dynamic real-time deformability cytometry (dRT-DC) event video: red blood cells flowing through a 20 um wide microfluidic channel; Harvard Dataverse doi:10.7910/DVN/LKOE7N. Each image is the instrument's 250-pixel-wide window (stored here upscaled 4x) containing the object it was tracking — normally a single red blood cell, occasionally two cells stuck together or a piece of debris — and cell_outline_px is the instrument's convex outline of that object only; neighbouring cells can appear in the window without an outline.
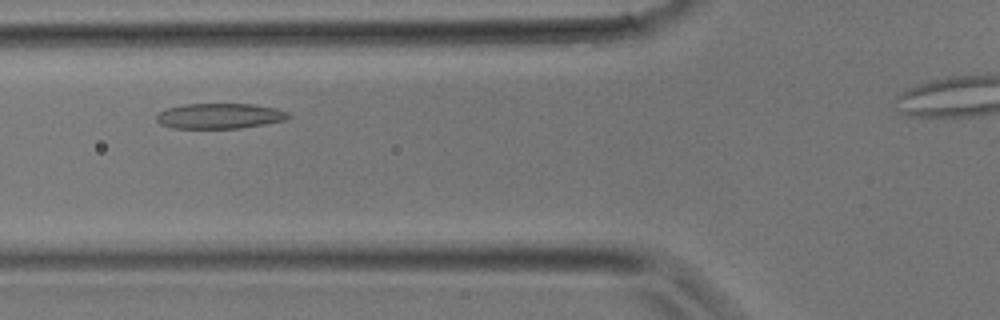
{"species": "common noctule bat (a hibernating species)", "species_latin": "Nyctalus noctula", "temperature_condition": "room temperature", "stored_images_in_passage": 26, "camera_frame_rate_fps": 3000, "um_per_image_px": 0.085, "animal": {"sex": "male", "body_mass_g": 17.9}, "frame": {"image": 1, "passage_image": 9, "time_ms": 2.667, "image_size_px": [1000, 320], "cell_outline_px": [[292, 116], [288, 120], [240, 128], [172, 128], [160, 124], [156, 120], [156, 116], [160, 112], [168, 108], [184, 104], [256, 104], [276, 108], [288, 112]], "centroid_in_image_um": [18.72, 9.86], "position_along_channel_um": 107.1, "area_um2": 19.59}}
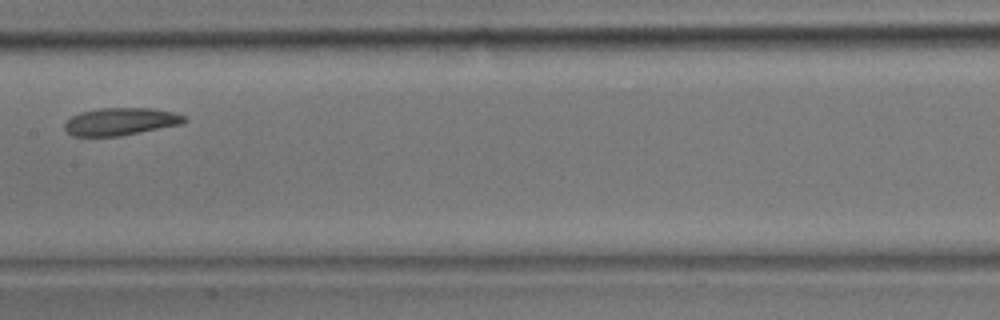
{"frame": {"image": 2, "passage_image": 14, "time_ms": 4.333, "image_size_px": [1000, 320], "cell_outline_px": [[188, 120], [184, 124], [120, 136], [72, 136], [64, 128], [64, 124], [72, 116], [80, 112], [100, 108], [148, 108], [172, 112], [184, 116]], "centroid_in_image_um": [10.26, 10.34], "position_along_channel_um": 197.1, "area_um2": 19.19}}
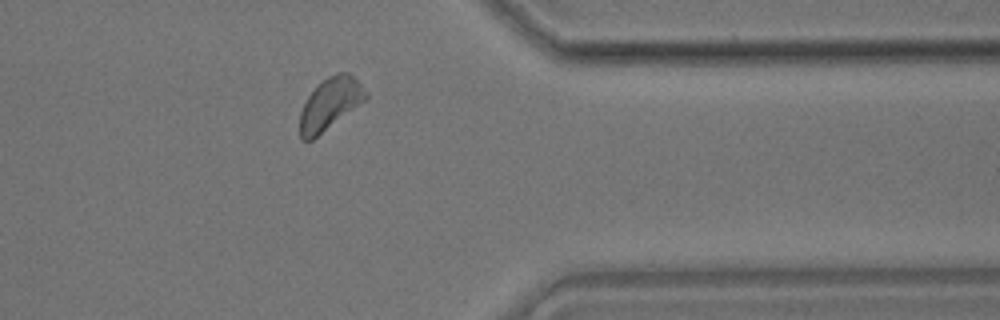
{"frame": {"image": 3, "passage_image": 25, "time_ms": 8.0, "image_size_px": [1000, 320], "cell_outline_px": [[368, 96], [364, 100], [312, 140], [300, 140], [300, 112], [308, 96], [328, 76], [336, 72], [348, 72], [368, 92]], "centroid_in_image_um": [28.04, 8.82], "position_along_channel_um": 383.4, "area_um2": 19.25}}